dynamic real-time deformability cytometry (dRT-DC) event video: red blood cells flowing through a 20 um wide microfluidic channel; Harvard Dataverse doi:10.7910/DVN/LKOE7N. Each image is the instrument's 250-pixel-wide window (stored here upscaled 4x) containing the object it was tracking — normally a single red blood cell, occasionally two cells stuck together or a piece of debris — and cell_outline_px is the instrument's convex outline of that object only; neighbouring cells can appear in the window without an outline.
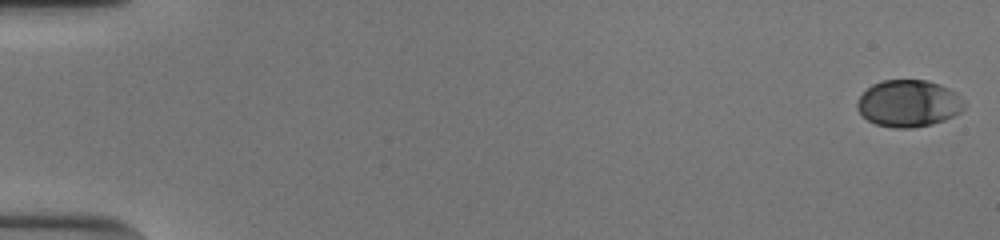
{"species": "human", "species_latin": "Homo sapiens", "temperature_condition": "cold", "stored_images_in_passage": 54, "camera_frame_rate_fps": 3000, "um_per_image_px": 0.085, "donor": {"sex": "male"}, "frame": {"image": 1, "passage_image": 1, "time_ms": 0.0, "image_size_px": [1000, 240], "cell_outline_px": [[964, 108], [960, 112], [944, 120], [932, 124], [912, 128], [896, 128], [876, 124], [868, 120], [856, 108], [856, 104], [860, 96], [872, 84], [884, 80], [928, 80], [940, 84], [956, 92], [964, 100]], "centroid_in_image_um": [77.24, 8.78], "position_along_channel_um": 7.8, "area_um2": 29.25}}
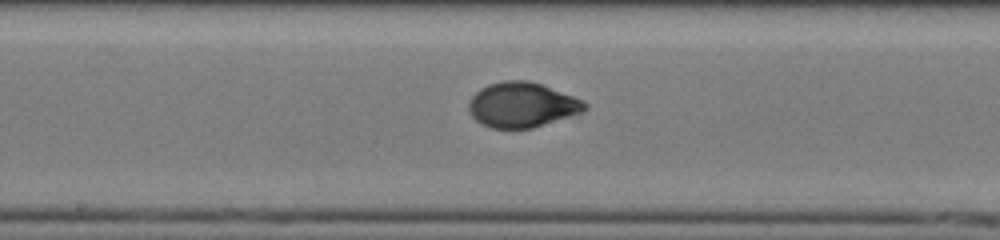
{"frame": {"image": 2, "passage_image": 30, "time_ms": 9.667, "image_size_px": [1000, 240], "cell_outline_px": [[588, 108], [580, 112], [532, 128], [492, 128], [480, 124], [472, 116], [468, 108], [468, 104], [472, 96], [480, 88], [488, 84], [504, 80], [528, 80], [540, 84], [572, 96], [588, 104]], "centroid_in_image_um": [44.31, 8.91], "position_along_channel_um": 203.9, "area_um2": 30.06}}
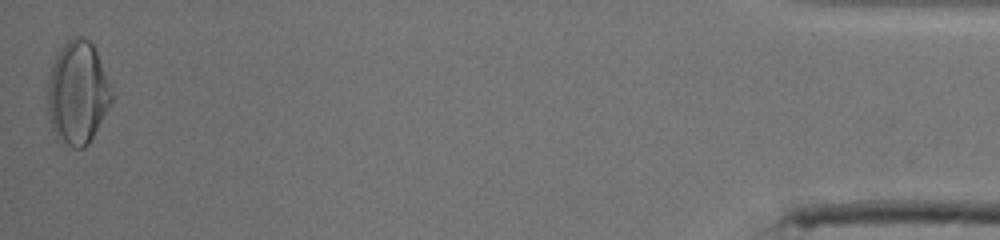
{"frame": {"image": 3, "passage_image": 54, "time_ms": 17.667, "image_size_px": [1000, 240], "cell_outline_px": [[112, 100], [108, 108], [88, 144], [84, 148], [72, 148], [60, 144], [52, 128], [48, 116], [48, 80], [56, 56], [60, 48], [68, 40], [76, 36], [80, 36], [88, 40], [92, 44], [96, 52], [112, 88]], "centroid_in_image_um": [6.58, 7.93], "position_along_channel_um": 428.6, "area_um2": 38.21}, "authors_computed_cell_mechanics": {"area_um2": 29.7092, "velocity_mm_per_s": 3.8508, "shape_relaxation_time_tau1_ms": 4.6289, "shape_relaxation_time_tau2_ms": null, "deformation_change_tau1": 0.1657, "deformation_change_tau2": null}}